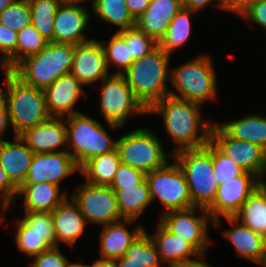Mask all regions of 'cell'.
I'll return each mask as SVG.
<instances>
[{
    "instance_id": "obj_39",
    "label": "cell",
    "mask_w": 266,
    "mask_h": 267,
    "mask_svg": "<svg viewBox=\"0 0 266 267\" xmlns=\"http://www.w3.org/2000/svg\"><path fill=\"white\" fill-rule=\"evenodd\" d=\"M21 220L32 229V232L40 235L50 247H56V238L51 212L25 211Z\"/></svg>"
},
{
    "instance_id": "obj_59",
    "label": "cell",
    "mask_w": 266,
    "mask_h": 267,
    "mask_svg": "<svg viewBox=\"0 0 266 267\" xmlns=\"http://www.w3.org/2000/svg\"><path fill=\"white\" fill-rule=\"evenodd\" d=\"M258 265H261V267H266V253Z\"/></svg>"
},
{
    "instance_id": "obj_56",
    "label": "cell",
    "mask_w": 266,
    "mask_h": 267,
    "mask_svg": "<svg viewBox=\"0 0 266 267\" xmlns=\"http://www.w3.org/2000/svg\"><path fill=\"white\" fill-rule=\"evenodd\" d=\"M15 0H0V13L10 6Z\"/></svg>"
},
{
    "instance_id": "obj_7",
    "label": "cell",
    "mask_w": 266,
    "mask_h": 267,
    "mask_svg": "<svg viewBox=\"0 0 266 267\" xmlns=\"http://www.w3.org/2000/svg\"><path fill=\"white\" fill-rule=\"evenodd\" d=\"M7 110L14 136L51 117L44 90L24 84L12 72L7 76Z\"/></svg>"
},
{
    "instance_id": "obj_48",
    "label": "cell",
    "mask_w": 266,
    "mask_h": 267,
    "mask_svg": "<svg viewBox=\"0 0 266 267\" xmlns=\"http://www.w3.org/2000/svg\"><path fill=\"white\" fill-rule=\"evenodd\" d=\"M212 1H213V4H214V1L216 3L214 4V6L223 10V0H181L182 6L184 8H188L196 12L197 11L199 12L200 10L204 9L206 5L207 6H209V4L211 5Z\"/></svg>"
},
{
    "instance_id": "obj_27",
    "label": "cell",
    "mask_w": 266,
    "mask_h": 267,
    "mask_svg": "<svg viewBox=\"0 0 266 267\" xmlns=\"http://www.w3.org/2000/svg\"><path fill=\"white\" fill-rule=\"evenodd\" d=\"M116 194L117 207L123 219L137 220L152 203L146 178L134 186H110Z\"/></svg>"
},
{
    "instance_id": "obj_50",
    "label": "cell",
    "mask_w": 266,
    "mask_h": 267,
    "mask_svg": "<svg viewBox=\"0 0 266 267\" xmlns=\"http://www.w3.org/2000/svg\"><path fill=\"white\" fill-rule=\"evenodd\" d=\"M10 121L8 111H0V141H3V137L9 128Z\"/></svg>"
},
{
    "instance_id": "obj_47",
    "label": "cell",
    "mask_w": 266,
    "mask_h": 267,
    "mask_svg": "<svg viewBox=\"0 0 266 267\" xmlns=\"http://www.w3.org/2000/svg\"><path fill=\"white\" fill-rule=\"evenodd\" d=\"M259 0H223V10L237 14L239 17Z\"/></svg>"
},
{
    "instance_id": "obj_24",
    "label": "cell",
    "mask_w": 266,
    "mask_h": 267,
    "mask_svg": "<svg viewBox=\"0 0 266 267\" xmlns=\"http://www.w3.org/2000/svg\"><path fill=\"white\" fill-rule=\"evenodd\" d=\"M182 7L181 0H150L148 8L135 20V26L158 43Z\"/></svg>"
},
{
    "instance_id": "obj_54",
    "label": "cell",
    "mask_w": 266,
    "mask_h": 267,
    "mask_svg": "<svg viewBox=\"0 0 266 267\" xmlns=\"http://www.w3.org/2000/svg\"><path fill=\"white\" fill-rule=\"evenodd\" d=\"M0 68L4 74V80L12 72V69L9 67L7 61L0 55Z\"/></svg>"
},
{
    "instance_id": "obj_11",
    "label": "cell",
    "mask_w": 266,
    "mask_h": 267,
    "mask_svg": "<svg viewBox=\"0 0 266 267\" xmlns=\"http://www.w3.org/2000/svg\"><path fill=\"white\" fill-rule=\"evenodd\" d=\"M70 197L78 205L87 224L105 226L123 220L117 207L115 191L110 186L85 181L77 185Z\"/></svg>"
},
{
    "instance_id": "obj_45",
    "label": "cell",
    "mask_w": 266,
    "mask_h": 267,
    "mask_svg": "<svg viewBox=\"0 0 266 267\" xmlns=\"http://www.w3.org/2000/svg\"><path fill=\"white\" fill-rule=\"evenodd\" d=\"M18 194V188L10 181L0 165V202L4 208L10 207ZM2 198V199H1Z\"/></svg>"
},
{
    "instance_id": "obj_53",
    "label": "cell",
    "mask_w": 266,
    "mask_h": 267,
    "mask_svg": "<svg viewBox=\"0 0 266 267\" xmlns=\"http://www.w3.org/2000/svg\"><path fill=\"white\" fill-rule=\"evenodd\" d=\"M203 257H205V255H201L199 258H196V260L186 262V263L181 264V265L176 266V267H213V266L205 263L203 261V259H204Z\"/></svg>"
},
{
    "instance_id": "obj_1",
    "label": "cell",
    "mask_w": 266,
    "mask_h": 267,
    "mask_svg": "<svg viewBox=\"0 0 266 267\" xmlns=\"http://www.w3.org/2000/svg\"><path fill=\"white\" fill-rule=\"evenodd\" d=\"M201 107L196 102L168 95L148 109V115L163 117L165 131L177 144L170 153L171 157L178 151L202 148L210 142L214 122L201 116Z\"/></svg>"
},
{
    "instance_id": "obj_13",
    "label": "cell",
    "mask_w": 266,
    "mask_h": 267,
    "mask_svg": "<svg viewBox=\"0 0 266 267\" xmlns=\"http://www.w3.org/2000/svg\"><path fill=\"white\" fill-rule=\"evenodd\" d=\"M262 183L256 175L244 171L240 176L219 185L215 200L207 209L213 226H220L222 217H233Z\"/></svg>"
},
{
    "instance_id": "obj_36",
    "label": "cell",
    "mask_w": 266,
    "mask_h": 267,
    "mask_svg": "<svg viewBox=\"0 0 266 267\" xmlns=\"http://www.w3.org/2000/svg\"><path fill=\"white\" fill-rule=\"evenodd\" d=\"M15 226V242L17 249L27 255V257H34L41 252L50 248V246L41 238L40 235L32 232L20 218H15L13 221Z\"/></svg>"
},
{
    "instance_id": "obj_8",
    "label": "cell",
    "mask_w": 266,
    "mask_h": 267,
    "mask_svg": "<svg viewBox=\"0 0 266 267\" xmlns=\"http://www.w3.org/2000/svg\"><path fill=\"white\" fill-rule=\"evenodd\" d=\"M116 149L122 164L145 174L164 167L168 161L161 140L146 127L134 129L117 139Z\"/></svg>"
},
{
    "instance_id": "obj_49",
    "label": "cell",
    "mask_w": 266,
    "mask_h": 267,
    "mask_svg": "<svg viewBox=\"0 0 266 267\" xmlns=\"http://www.w3.org/2000/svg\"><path fill=\"white\" fill-rule=\"evenodd\" d=\"M127 8L134 20H137L148 8L150 0H125Z\"/></svg>"
},
{
    "instance_id": "obj_30",
    "label": "cell",
    "mask_w": 266,
    "mask_h": 267,
    "mask_svg": "<svg viewBox=\"0 0 266 267\" xmlns=\"http://www.w3.org/2000/svg\"><path fill=\"white\" fill-rule=\"evenodd\" d=\"M233 218L266 238V182L256 188Z\"/></svg>"
},
{
    "instance_id": "obj_23",
    "label": "cell",
    "mask_w": 266,
    "mask_h": 267,
    "mask_svg": "<svg viewBox=\"0 0 266 267\" xmlns=\"http://www.w3.org/2000/svg\"><path fill=\"white\" fill-rule=\"evenodd\" d=\"M156 226L155 234L149 236L165 266L176 267L201 256L189 242L169 232L160 222Z\"/></svg>"
},
{
    "instance_id": "obj_40",
    "label": "cell",
    "mask_w": 266,
    "mask_h": 267,
    "mask_svg": "<svg viewBox=\"0 0 266 267\" xmlns=\"http://www.w3.org/2000/svg\"><path fill=\"white\" fill-rule=\"evenodd\" d=\"M31 9L28 0H15L0 13V24L19 32L31 23Z\"/></svg>"
},
{
    "instance_id": "obj_25",
    "label": "cell",
    "mask_w": 266,
    "mask_h": 267,
    "mask_svg": "<svg viewBox=\"0 0 266 267\" xmlns=\"http://www.w3.org/2000/svg\"><path fill=\"white\" fill-rule=\"evenodd\" d=\"M225 219L232 228L223 230L222 234L233 244L235 253L242 259L259 264L266 253V238L233 217Z\"/></svg>"
},
{
    "instance_id": "obj_3",
    "label": "cell",
    "mask_w": 266,
    "mask_h": 267,
    "mask_svg": "<svg viewBox=\"0 0 266 267\" xmlns=\"http://www.w3.org/2000/svg\"><path fill=\"white\" fill-rule=\"evenodd\" d=\"M170 59L171 56L157 47L150 54L135 60L123 74L134 95L147 110L169 95Z\"/></svg>"
},
{
    "instance_id": "obj_5",
    "label": "cell",
    "mask_w": 266,
    "mask_h": 267,
    "mask_svg": "<svg viewBox=\"0 0 266 267\" xmlns=\"http://www.w3.org/2000/svg\"><path fill=\"white\" fill-rule=\"evenodd\" d=\"M170 83L173 87V90L169 91L170 96L202 106L206 101L217 99L218 80L209 54L196 56L180 66L171 68Z\"/></svg>"
},
{
    "instance_id": "obj_52",
    "label": "cell",
    "mask_w": 266,
    "mask_h": 267,
    "mask_svg": "<svg viewBox=\"0 0 266 267\" xmlns=\"http://www.w3.org/2000/svg\"><path fill=\"white\" fill-rule=\"evenodd\" d=\"M4 87L0 86V111L7 110V78L4 80Z\"/></svg>"
},
{
    "instance_id": "obj_16",
    "label": "cell",
    "mask_w": 266,
    "mask_h": 267,
    "mask_svg": "<svg viewBox=\"0 0 266 267\" xmlns=\"http://www.w3.org/2000/svg\"><path fill=\"white\" fill-rule=\"evenodd\" d=\"M83 86L102 81L110 74L100 40L95 38L75 45L70 72Z\"/></svg>"
},
{
    "instance_id": "obj_9",
    "label": "cell",
    "mask_w": 266,
    "mask_h": 267,
    "mask_svg": "<svg viewBox=\"0 0 266 267\" xmlns=\"http://www.w3.org/2000/svg\"><path fill=\"white\" fill-rule=\"evenodd\" d=\"M101 83L99 110L110 128H123L128 117L147 114L123 75L110 74Z\"/></svg>"
},
{
    "instance_id": "obj_29",
    "label": "cell",
    "mask_w": 266,
    "mask_h": 267,
    "mask_svg": "<svg viewBox=\"0 0 266 267\" xmlns=\"http://www.w3.org/2000/svg\"><path fill=\"white\" fill-rule=\"evenodd\" d=\"M116 265L117 267H165L147 230L136 238L124 256L116 259Z\"/></svg>"
},
{
    "instance_id": "obj_33",
    "label": "cell",
    "mask_w": 266,
    "mask_h": 267,
    "mask_svg": "<svg viewBox=\"0 0 266 267\" xmlns=\"http://www.w3.org/2000/svg\"><path fill=\"white\" fill-rule=\"evenodd\" d=\"M95 15L105 23L116 26L119 30L135 26V20L128 11L125 0H95L91 6Z\"/></svg>"
},
{
    "instance_id": "obj_43",
    "label": "cell",
    "mask_w": 266,
    "mask_h": 267,
    "mask_svg": "<svg viewBox=\"0 0 266 267\" xmlns=\"http://www.w3.org/2000/svg\"><path fill=\"white\" fill-rule=\"evenodd\" d=\"M63 254L59 246L50 247L32 257L34 260L29 267H64L68 258Z\"/></svg>"
},
{
    "instance_id": "obj_15",
    "label": "cell",
    "mask_w": 266,
    "mask_h": 267,
    "mask_svg": "<svg viewBox=\"0 0 266 267\" xmlns=\"http://www.w3.org/2000/svg\"><path fill=\"white\" fill-rule=\"evenodd\" d=\"M80 171V167L68 151L36 153L33 156L24 183H52L61 181Z\"/></svg>"
},
{
    "instance_id": "obj_51",
    "label": "cell",
    "mask_w": 266,
    "mask_h": 267,
    "mask_svg": "<svg viewBox=\"0 0 266 267\" xmlns=\"http://www.w3.org/2000/svg\"><path fill=\"white\" fill-rule=\"evenodd\" d=\"M88 267H117L116 260L108 258H96Z\"/></svg>"
},
{
    "instance_id": "obj_6",
    "label": "cell",
    "mask_w": 266,
    "mask_h": 267,
    "mask_svg": "<svg viewBox=\"0 0 266 267\" xmlns=\"http://www.w3.org/2000/svg\"><path fill=\"white\" fill-rule=\"evenodd\" d=\"M65 123L67 151L79 167L97 155L116 149L117 140L109 135L98 120L80 112L65 117Z\"/></svg>"
},
{
    "instance_id": "obj_28",
    "label": "cell",
    "mask_w": 266,
    "mask_h": 267,
    "mask_svg": "<svg viewBox=\"0 0 266 267\" xmlns=\"http://www.w3.org/2000/svg\"><path fill=\"white\" fill-rule=\"evenodd\" d=\"M217 125L231 138L251 142L266 151V116L247 114Z\"/></svg>"
},
{
    "instance_id": "obj_46",
    "label": "cell",
    "mask_w": 266,
    "mask_h": 267,
    "mask_svg": "<svg viewBox=\"0 0 266 267\" xmlns=\"http://www.w3.org/2000/svg\"><path fill=\"white\" fill-rule=\"evenodd\" d=\"M241 18L249 23L259 25L260 30L266 31V0H259Z\"/></svg>"
},
{
    "instance_id": "obj_12",
    "label": "cell",
    "mask_w": 266,
    "mask_h": 267,
    "mask_svg": "<svg viewBox=\"0 0 266 267\" xmlns=\"http://www.w3.org/2000/svg\"><path fill=\"white\" fill-rule=\"evenodd\" d=\"M197 210L201 212L200 216L197 215ZM159 217L158 222L169 232L186 240L201 255H205L212 243L208 234L209 221L213 226V220L206 209L192 207L184 210L170 211Z\"/></svg>"
},
{
    "instance_id": "obj_34",
    "label": "cell",
    "mask_w": 266,
    "mask_h": 267,
    "mask_svg": "<svg viewBox=\"0 0 266 267\" xmlns=\"http://www.w3.org/2000/svg\"><path fill=\"white\" fill-rule=\"evenodd\" d=\"M31 24L48 41L53 42L54 16L60 0H28Z\"/></svg>"
},
{
    "instance_id": "obj_32",
    "label": "cell",
    "mask_w": 266,
    "mask_h": 267,
    "mask_svg": "<svg viewBox=\"0 0 266 267\" xmlns=\"http://www.w3.org/2000/svg\"><path fill=\"white\" fill-rule=\"evenodd\" d=\"M198 12L182 7L169 23L164 36L159 40L158 47L167 55L185 45L192 32V15Z\"/></svg>"
},
{
    "instance_id": "obj_17",
    "label": "cell",
    "mask_w": 266,
    "mask_h": 267,
    "mask_svg": "<svg viewBox=\"0 0 266 267\" xmlns=\"http://www.w3.org/2000/svg\"><path fill=\"white\" fill-rule=\"evenodd\" d=\"M88 10L84 5L61 3L54 16L53 42L77 45L90 40L84 32L91 20Z\"/></svg>"
},
{
    "instance_id": "obj_2",
    "label": "cell",
    "mask_w": 266,
    "mask_h": 267,
    "mask_svg": "<svg viewBox=\"0 0 266 267\" xmlns=\"http://www.w3.org/2000/svg\"><path fill=\"white\" fill-rule=\"evenodd\" d=\"M74 50L73 44L48 42L40 52L20 61L12 73L24 84L45 90L71 72Z\"/></svg>"
},
{
    "instance_id": "obj_22",
    "label": "cell",
    "mask_w": 266,
    "mask_h": 267,
    "mask_svg": "<svg viewBox=\"0 0 266 267\" xmlns=\"http://www.w3.org/2000/svg\"><path fill=\"white\" fill-rule=\"evenodd\" d=\"M33 156V151L20 136L0 141V165L18 189L24 184Z\"/></svg>"
},
{
    "instance_id": "obj_55",
    "label": "cell",
    "mask_w": 266,
    "mask_h": 267,
    "mask_svg": "<svg viewBox=\"0 0 266 267\" xmlns=\"http://www.w3.org/2000/svg\"><path fill=\"white\" fill-rule=\"evenodd\" d=\"M87 1L91 2V6L93 5L95 0H60L61 3H66V4H78L81 5L84 2L86 3Z\"/></svg>"
},
{
    "instance_id": "obj_41",
    "label": "cell",
    "mask_w": 266,
    "mask_h": 267,
    "mask_svg": "<svg viewBox=\"0 0 266 267\" xmlns=\"http://www.w3.org/2000/svg\"><path fill=\"white\" fill-rule=\"evenodd\" d=\"M213 167L218 185L240 176L244 170L213 144Z\"/></svg>"
},
{
    "instance_id": "obj_26",
    "label": "cell",
    "mask_w": 266,
    "mask_h": 267,
    "mask_svg": "<svg viewBox=\"0 0 266 267\" xmlns=\"http://www.w3.org/2000/svg\"><path fill=\"white\" fill-rule=\"evenodd\" d=\"M61 186L52 183H24L17 196H23L24 211L52 212L67 197V192H60Z\"/></svg>"
},
{
    "instance_id": "obj_38",
    "label": "cell",
    "mask_w": 266,
    "mask_h": 267,
    "mask_svg": "<svg viewBox=\"0 0 266 267\" xmlns=\"http://www.w3.org/2000/svg\"><path fill=\"white\" fill-rule=\"evenodd\" d=\"M117 32L124 38L126 44H129L130 56L134 60L141 59L158 47V43L152 37L136 26Z\"/></svg>"
},
{
    "instance_id": "obj_21",
    "label": "cell",
    "mask_w": 266,
    "mask_h": 267,
    "mask_svg": "<svg viewBox=\"0 0 266 267\" xmlns=\"http://www.w3.org/2000/svg\"><path fill=\"white\" fill-rule=\"evenodd\" d=\"M136 220L123 219L110 223L102 227L100 233V256L108 259H118L126 254L127 249L132 245L136 238L145 230L144 227L134 225L129 230L127 225Z\"/></svg>"
},
{
    "instance_id": "obj_57",
    "label": "cell",
    "mask_w": 266,
    "mask_h": 267,
    "mask_svg": "<svg viewBox=\"0 0 266 267\" xmlns=\"http://www.w3.org/2000/svg\"><path fill=\"white\" fill-rule=\"evenodd\" d=\"M64 267H88V265L82 264V263H76V262L72 263V262H69L68 260Z\"/></svg>"
},
{
    "instance_id": "obj_42",
    "label": "cell",
    "mask_w": 266,
    "mask_h": 267,
    "mask_svg": "<svg viewBox=\"0 0 266 267\" xmlns=\"http://www.w3.org/2000/svg\"><path fill=\"white\" fill-rule=\"evenodd\" d=\"M16 46L17 32L0 24V55L7 61L11 69L16 66Z\"/></svg>"
},
{
    "instance_id": "obj_4",
    "label": "cell",
    "mask_w": 266,
    "mask_h": 267,
    "mask_svg": "<svg viewBox=\"0 0 266 267\" xmlns=\"http://www.w3.org/2000/svg\"><path fill=\"white\" fill-rule=\"evenodd\" d=\"M172 157L185 175L192 205L207 210L213 204L219 186L213 167V143L178 151Z\"/></svg>"
},
{
    "instance_id": "obj_20",
    "label": "cell",
    "mask_w": 266,
    "mask_h": 267,
    "mask_svg": "<svg viewBox=\"0 0 266 267\" xmlns=\"http://www.w3.org/2000/svg\"><path fill=\"white\" fill-rule=\"evenodd\" d=\"M51 214L53 217L56 246H59V243L62 242L73 247L78 239L82 237L87 226V221L78 205L68 196Z\"/></svg>"
},
{
    "instance_id": "obj_14",
    "label": "cell",
    "mask_w": 266,
    "mask_h": 267,
    "mask_svg": "<svg viewBox=\"0 0 266 267\" xmlns=\"http://www.w3.org/2000/svg\"><path fill=\"white\" fill-rule=\"evenodd\" d=\"M210 141L244 171L266 182V151L260 146L229 137L216 122L211 129Z\"/></svg>"
},
{
    "instance_id": "obj_37",
    "label": "cell",
    "mask_w": 266,
    "mask_h": 267,
    "mask_svg": "<svg viewBox=\"0 0 266 267\" xmlns=\"http://www.w3.org/2000/svg\"><path fill=\"white\" fill-rule=\"evenodd\" d=\"M48 41L30 23L17 32L16 65L24 58L40 52Z\"/></svg>"
},
{
    "instance_id": "obj_19",
    "label": "cell",
    "mask_w": 266,
    "mask_h": 267,
    "mask_svg": "<svg viewBox=\"0 0 266 267\" xmlns=\"http://www.w3.org/2000/svg\"><path fill=\"white\" fill-rule=\"evenodd\" d=\"M84 86L71 74L60 76L45 92L46 107L51 117H67L80 111L75 104L84 94Z\"/></svg>"
},
{
    "instance_id": "obj_58",
    "label": "cell",
    "mask_w": 266,
    "mask_h": 267,
    "mask_svg": "<svg viewBox=\"0 0 266 267\" xmlns=\"http://www.w3.org/2000/svg\"><path fill=\"white\" fill-rule=\"evenodd\" d=\"M0 209H1V215H0V225L1 223H3V221H5V216L3 215L4 213L6 214L7 210L9 211V207L4 208L1 203H0Z\"/></svg>"
},
{
    "instance_id": "obj_10",
    "label": "cell",
    "mask_w": 266,
    "mask_h": 267,
    "mask_svg": "<svg viewBox=\"0 0 266 267\" xmlns=\"http://www.w3.org/2000/svg\"><path fill=\"white\" fill-rule=\"evenodd\" d=\"M153 170L146 174L152 203L157 199L164 207L160 216L170 211L194 207L185 175L178 163Z\"/></svg>"
},
{
    "instance_id": "obj_44",
    "label": "cell",
    "mask_w": 266,
    "mask_h": 267,
    "mask_svg": "<svg viewBox=\"0 0 266 267\" xmlns=\"http://www.w3.org/2000/svg\"><path fill=\"white\" fill-rule=\"evenodd\" d=\"M146 178V174L131 166L120 163L110 186H134L141 183Z\"/></svg>"
},
{
    "instance_id": "obj_35",
    "label": "cell",
    "mask_w": 266,
    "mask_h": 267,
    "mask_svg": "<svg viewBox=\"0 0 266 267\" xmlns=\"http://www.w3.org/2000/svg\"><path fill=\"white\" fill-rule=\"evenodd\" d=\"M100 42L104 49L108 71L112 64V66H115V68L117 67L116 69L119 70L112 74L123 75L135 61L130 56L129 44H126L124 38L117 31L107 42L103 40Z\"/></svg>"
},
{
    "instance_id": "obj_18",
    "label": "cell",
    "mask_w": 266,
    "mask_h": 267,
    "mask_svg": "<svg viewBox=\"0 0 266 267\" xmlns=\"http://www.w3.org/2000/svg\"><path fill=\"white\" fill-rule=\"evenodd\" d=\"M19 136L34 154L67 151L64 149L67 148V129L64 117H50L45 122L25 130Z\"/></svg>"
},
{
    "instance_id": "obj_31",
    "label": "cell",
    "mask_w": 266,
    "mask_h": 267,
    "mask_svg": "<svg viewBox=\"0 0 266 267\" xmlns=\"http://www.w3.org/2000/svg\"><path fill=\"white\" fill-rule=\"evenodd\" d=\"M121 161L117 149L97 155L80 167L86 182L94 185L110 186Z\"/></svg>"
}]
</instances>
